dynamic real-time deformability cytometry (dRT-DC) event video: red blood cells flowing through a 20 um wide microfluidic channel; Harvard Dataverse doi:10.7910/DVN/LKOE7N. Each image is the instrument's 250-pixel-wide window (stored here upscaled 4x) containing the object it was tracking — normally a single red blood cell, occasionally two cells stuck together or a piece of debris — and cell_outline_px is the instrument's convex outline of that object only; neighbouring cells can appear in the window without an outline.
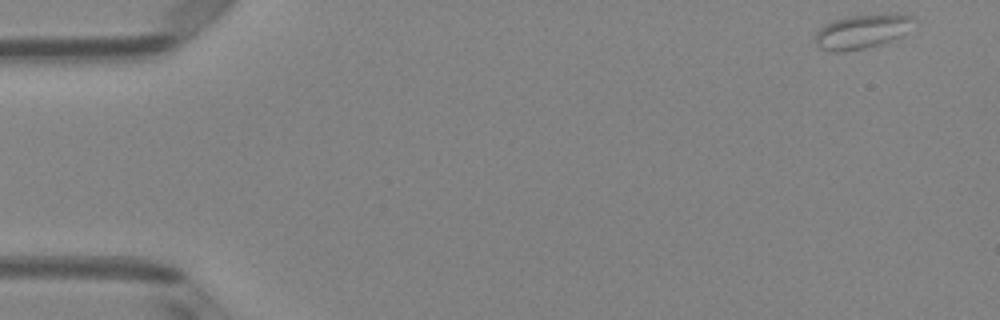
{"species": "Egyptian fruit bat (a non-hibernating species)", "species_latin": "Rousettus aegyptiacus", "temperature_condition": "room temperature", "stored_images_in_passage": 4, "camera_frame_rate_fps": 3000, "um_per_image_px": 0.085, "animal": {"sex": "female"}, "frame": {"image": 1, "passage_image": 1, "time_ms": 0.0, "image_size_px": [1000, 320], "cell_outline_px": [[916, 20], [908, 32], [900, 36], [864, 48], [844, 52], [832, 52], [820, 48], [816, 44], [816, 32], [824, 24], [832, 20], [848, 16], [892, 12], [896, 12], [916, 16]], "centroid_in_image_um": [73.32, 2.63], "position_along_channel_um": 11.7, "area_um2": 20.0}}
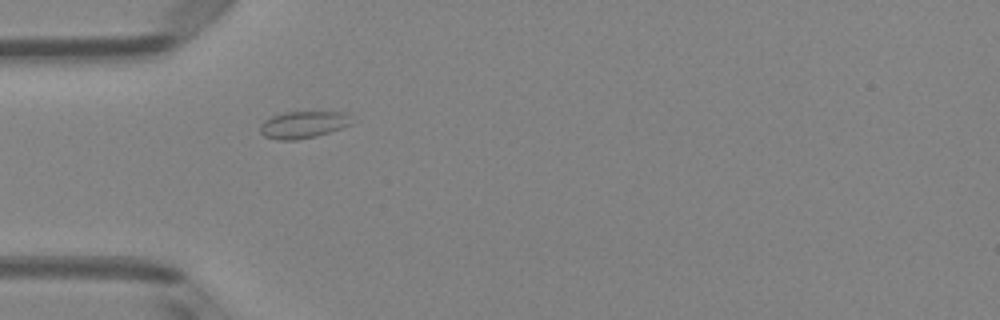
{"frame": {"image": 2, "passage_image": 4, "time_ms": 1.0, "image_size_px": [1000, 320], "cell_outline_px": [[352, 124], [344, 128], [316, 136], [296, 140], [276, 140], [264, 136], [260, 132], [260, 124], [264, 120], [272, 116], [284, 112], [344, 112]], "centroid_in_image_um": [25.73, 10.61], "position_along_channel_um": 59.3, "area_um2": 14.39}}